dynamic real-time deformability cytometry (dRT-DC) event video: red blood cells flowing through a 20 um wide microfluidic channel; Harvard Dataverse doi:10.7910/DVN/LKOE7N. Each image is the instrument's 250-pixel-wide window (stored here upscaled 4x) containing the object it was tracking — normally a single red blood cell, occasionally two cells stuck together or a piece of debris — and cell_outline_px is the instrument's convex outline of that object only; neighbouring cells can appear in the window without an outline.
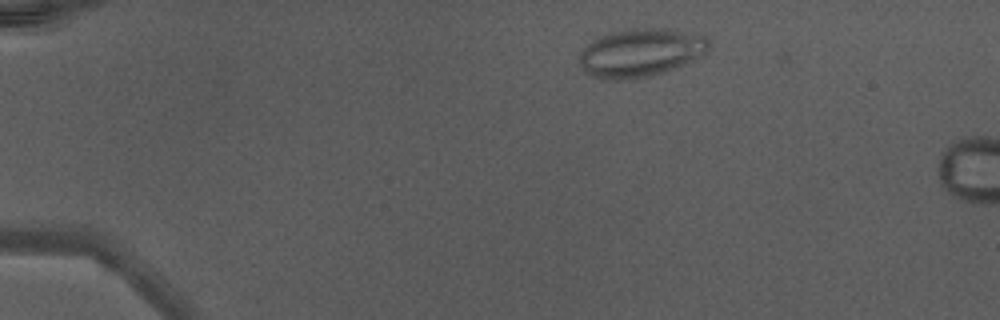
{"species": "Egyptian fruit bat (a non-hibernating species)", "species_latin": "Rousettus aegyptiacus", "temperature_condition": "warm", "stored_images_in_passage": 10, "camera_frame_rate_fps": 3000, "um_per_image_px": 0.085, "animal": {"sex": "male"}, "frame": {"image": 1, "passage_image": 6, "time_ms": 1.667, "image_size_px": [1000, 320], "cell_outline_px": [[712, 48], [708, 52], [668, 72], [636, 80], [604, 80], [588, 76], [580, 64], [580, 52], [596, 36], [632, 28], [672, 28], [704, 36], [708, 40]], "centroid_in_image_um": [54.46, 4.5], "position_along_channel_um": 30.5, "area_um2": 37.22}}